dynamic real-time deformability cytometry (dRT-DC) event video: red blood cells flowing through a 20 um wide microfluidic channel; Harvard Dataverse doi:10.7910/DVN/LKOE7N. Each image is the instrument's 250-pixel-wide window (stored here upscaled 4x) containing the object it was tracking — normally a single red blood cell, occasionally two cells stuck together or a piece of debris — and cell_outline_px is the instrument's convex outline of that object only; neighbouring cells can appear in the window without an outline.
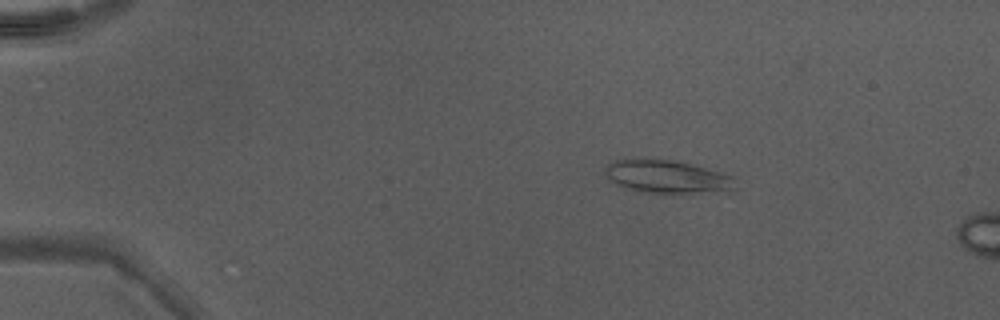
{"species": "Egyptian fruit bat (a non-hibernating species)", "species_latin": "Rousettus aegyptiacus", "temperature_condition": "warm", "stored_images_in_passage": 6, "camera_frame_rate_fps": 3000, "um_per_image_px": 0.085, "animal": {"sex": "male"}, "frame": {"image": 1, "passage_image": 1, "time_ms": 0.0, "image_size_px": [1000, 320], "cell_outline_px": [[736, 188], [688, 192], [636, 192], [624, 188], [616, 184], [608, 176], [604, 164], [616, 160], [672, 160], [724, 172], [732, 176]], "centroid_in_image_um": [56.64, 15.01], "position_along_channel_um": 28.4, "area_um2": 24.1}}